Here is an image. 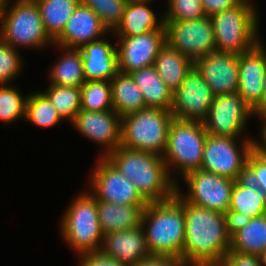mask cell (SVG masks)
<instances>
[{"instance_id": "6da1fadb", "label": "cell", "mask_w": 266, "mask_h": 266, "mask_svg": "<svg viewBox=\"0 0 266 266\" xmlns=\"http://www.w3.org/2000/svg\"><path fill=\"white\" fill-rule=\"evenodd\" d=\"M185 241L183 264L218 266L230 249L224 213L183 200Z\"/></svg>"}, {"instance_id": "7a4b0ae2", "label": "cell", "mask_w": 266, "mask_h": 266, "mask_svg": "<svg viewBox=\"0 0 266 266\" xmlns=\"http://www.w3.org/2000/svg\"><path fill=\"white\" fill-rule=\"evenodd\" d=\"M106 159L136 186L148 202L170 200L176 182L168 173L162 156L118 146Z\"/></svg>"}, {"instance_id": "3957f363", "label": "cell", "mask_w": 266, "mask_h": 266, "mask_svg": "<svg viewBox=\"0 0 266 266\" xmlns=\"http://www.w3.org/2000/svg\"><path fill=\"white\" fill-rule=\"evenodd\" d=\"M141 227L151 255L172 257L183 263L185 218L183 199L177 193L167 201L149 202Z\"/></svg>"}, {"instance_id": "277c9868", "label": "cell", "mask_w": 266, "mask_h": 266, "mask_svg": "<svg viewBox=\"0 0 266 266\" xmlns=\"http://www.w3.org/2000/svg\"><path fill=\"white\" fill-rule=\"evenodd\" d=\"M11 1L4 0L0 11V39L18 50L53 46L54 40L45 30L36 2Z\"/></svg>"}, {"instance_id": "5b68a950", "label": "cell", "mask_w": 266, "mask_h": 266, "mask_svg": "<svg viewBox=\"0 0 266 266\" xmlns=\"http://www.w3.org/2000/svg\"><path fill=\"white\" fill-rule=\"evenodd\" d=\"M61 216L60 235L76 255L100 251L104 233L98 218V200L89 191L76 195Z\"/></svg>"}, {"instance_id": "8992f818", "label": "cell", "mask_w": 266, "mask_h": 266, "mask_svg": "<svg viewBox=\"0 0 266 266\" xmlns=\"http://www.w3.org/2000/svg\"><path fill=\"white\" fill-rule=\"evenodd\" d=\"M255 5L240 1L236 6L210 17L216 52L241 54L252 49L261 40L260 16Z\"/></svg>"}, {"instance_id": "52a82bcc", "label": "cell", "mask_w": 266, "mask_h": 266, "mask_svg": "<svg viewBox=\"0 0 266 266\" xmlns=\"http://www.w3.org/2000/svg\"><path fill=\"white\" fill-rule=\"evenodd\" d=\"M207 134L203 122L176 118L171 122L162 157L169 175L176 183H179V179L173 172L177 171L182 178L188 172L201 169Z\"/></svg>"}, {"instance_id": "ba28073f", "label": "cell", "mask_w": 266, "mask_h": 266, "mask_svg": "<svg viewBox=\"0 0 266 266\" xmlns=\"http://www.w3.org/2000/svg\"><path fill=\"white\" fill-rule=\"evenodd\" d=\"M173 119L171 110L152 107L123 116L120 146L162 156Z\"/></svg>"}, {"instance_id": "9c48e42d", "label": "cell", "mask_w": 266, "mask_h": 266, "mask_svg": "<svg viewBox=\"0 0 266 266\" xmlns=\"http://www.w3.org/2000/svg\"><path fill=\"white\" fill-rule=\"evenodd\" d=\"M237 139L207 134L201 169L234 181L243 179L247 159L252 151V138L245 135L244 139Z\"/></svg>"}, {"instance_id": "30bf717a", "label": "cell", "mask_w": 266, "mask_h": 266, "mask_svg": "<svg viewBox=\"0 0 266 266\" xmlns=\"http://www.w3.org/2000/svg\"><path fill=\"white\" fill-rule=\"evenodd\" d=\"M182 178L187 191L183 194L180 184L176 183V193L183 200L221 213L229 210L234 180L202 169L188 172Z\"/></svg>"}, {"instance_id": "8fae6325", "label": "cell", "mask_w": 266, "mask_h": 266, "mask_svg": "<svg viewBox=\"0 0 266 266\" xmlns=\"http://www.w3.org/2000/svg\"><path fill=\"white\" fill-rule=\"evenodd\" d=\"M164 26L166 43L193 62L216 52L210 17L186 21H164Z\"/></svg>"}, {"instance_id": "7c38bea8", "label": "cell", "mask_w": 266, "mask_h": 266, "mask_svg": "<svg viewBox=\"0 0 266 266\" xmlns=\"http://www.w3.org/2000/svg\"><path fill=\"white\" fill-rule=\"evenodd\" d=\"M97 158L89 175L88 188L98 201L121 205L149 204L130 179L111 162L103 157Z\"/></svg>"}, {"instance_id": "4fadbf2b", "label": "cell", "mask_w": 266, "mask_h": 266, "mask_svg": "<svg viewBox=\"0 0 266 266\" xmlns=\"http://www.w3.org/2000/svg\"><path fill=\"white\" fill-rule=\"evenodd\" d=\"M253 116V109L237 92L216 95L203 125L208 134L243 139Z\"/></svg>"}, {"instance_id": "5bb4252c", "label": "cell", "mask_w": 266, "mask_h": 266, "mask_svg": "<svg viewBox=\"0 0 266 266\" xmlns=\"http://www.w3.org/2000/svg\"><path fill=\"white\" fill-rule=\"evenodd\" d=\"M214 96L202 75L193 67L173 92L171 113L179 120L203 122Z\"/></svg>"}, {"instance_id": "9a60e30c", "label": "cell", "mask_w": 266, "mask_h": 266, "mask_svg": "<svg viewBox=\"0 0 266 266\" xmlns=\"http://www.w3.org/2000/svg\"><path fill=\"white\" fill-rule=\"evenodd\" d=\"M120 72L130 74L154 64L166 44L165 29L151 30L136 36H115Z\"/></svg>"}, {"instance_id": "2e32d148", "label": "cell", "mask_w": 266, "mask_h": 266, "mask_svg": "<svg viewBox=\"0 0 266 266\" xmlns=\"http://www.w3.org/2000/svg\"><path fill=\"white\" fill-rule=\"evenodd\" d=\"M122 118L114 111L88 112L80 110L70 123L86 139L100 144L99 157L106 158L121 144Z\"/></svg>"}, {"instance_id": "e0dca14e", "label": "cell", "mask_w": 266, "mask_h": 266, "mask_svg": "<svg viewBox=\"0 0 266 266\" xmlns=\"http://www.w3.org/2000/svg\"><path fill=\"white\" fill-rule=\"evenodd\" d=\"M266 47L259 41L252 49L238 54L237 93L254 110L263 96L266 75Z\"/></svg>"}, {"instance_id": "ac0fdd59", "label": "cell", "mask_w": 266, "mask_h": 266, "mask_svg": "<svg viewBox=\"0 0 266 266\" xmlns=\"http://www.w3.org/2000/svg\"><path fill=\"white\" fill-rule=\"evenodd\" d=\"M194 67L202 75L213 94L223 95L238 90V54L214 52L199 58Z\"/></svg>"}, {"instance_id": "d6986e66", "label": "cell", "mask_w": 266, "mask_h": 266, "mask_svg": "<svg viewBox=\"0 0 266 266\" xmlns=\"http://www.w3.org/2000/svg\"><path fill=\"white\" fill-rule=\"evenodd\" d=\"M100 18L82 2L75 8L54 45L79 49L84 44L99 40L108 34Z\"/></svg>"}, {"instance_id": "ffe728a7", "label": "cell", "mask_w": 266, "mask_h": 266, "mask_svg": "<svg viewBox=\"0 0 266 266\" xmlns=\"http://www.w3.org/2000/svg\"><path fill=\"white\" fill-rule=\"evenodd\" d=\"M100 251L128 266H135L151 256L141 226L104 234Z\"/></svg>"}, {"instance_id": "44dd1931", "label": "cell", "mask_w": 266, "mask_h": 266, "mask_svg": "<svg viewBox=\"0 0 266 266\" xmlns=\"http://www.w3.org/2000/svg\"><path fill=\"white\" fill-rule=\"evenodd\" d=\"M105 38L86 43L79 48L82 54L85 81H111L120 72L116 43L112 44Z\"/></svg>"}, {"instance_id": "7402d4cb", "label": "cell", "mask_w": 266, "mask_h": 266, "mask_svg": "<svg viewBox=\"0 0 266 266\" xmlns=\"http://www.w3.org/2000/svg\"><path fill=\"white\" fill-rule=\"evenodd\" d=\"M152 0H129L120 25L112 36H136L151 30L165 29L163 15L160 19L150 7Z\"/></svg>"}, {"instance_id": "603a6c76", "label": "cell", "mask_w": 266, "mask_h": 266, "mask_svg": "<svg viewBox=\"0 0 266 266\" xmlns=\"http://www.w3.org/2000/svg\"><path fill=\"white\" fill-rule=\"evenodd\" d=\"M148 204L121 205L98 201V218L104 234L141 226L144 208Z\"/></svg>"}, {"instance_id": "cb8c5ba5", "label": "cell", "mask_w": 266, "mask_h": 266, "mask_svg": "<svg viewBox=\"0 0 266 266\" xmlns=\"http://www.w3.org/2000/svg\"><path fill=\"white\" fill-rule=\"evenodd\" d=\"M62 53L50 67L48 81L59 86L81 87L85 82L82 54L79 49L54 45Z\"/></svg>"}, {"instance_id": "d4e9b609", "label": "cell", "mask_w": 266, "mask_h": 266, "mask_svg": "<svg viewBox=\"0 0 266 266\" xmlns=\"http://www.w3.org/2000/svg\"><path fill=\"white\" fill-rule=\"evenodd\" d=\"M153 66L165 85L174 92L194 67V62L166 43L160 49Z\"/></svg>"}, {"instance_id": "484cf974", "label": "cell", "mask_w": 266, "mask_h": 266, "mask_svg": "<svg viewBox=\"0 0 266 266\" xmlns=\"http://www.w3.org/2000/svg\"><path fill=\"white\" fill-rule=\"evenodd\" d=\"M130 75L141 90L146 107L171 110L173 92L159 77L153 65L133 71Z\"/></svg>"}, {"instance_id": "4316f807", "label": "cell", "mask_w": 266, "mask_h": 266, "mask_svg": "<svg viewBox=\"0 0 266 266\" xmlns=\"http://www.w3.org/2000/svg\"><path fill=\"white\" fill-rule=\"evenodd\" d=\"M113 110L122 118L146 108L141 90L130 74L119 72L111 79Z\"/></svg>"}, {"instance_id": "83f0119b", "label": "cell", "mask_w": 266, "mask_h": 266, "mask_svg": "<svg viewBox=\"0 0 266 266\" xmlns=\"http://www.w3.org/2000/svg\"><path fill=\"white\" fill-rule=\"evenodd\" d=\"M265 249L266 213L251 218L247 225L231 236L229 251L259 256Z\"/></svg>"}, {"instance_id": "f1b7e54d", "label": "cell", "mask_w": 266, "mask_h": 266, "mask_svg": "<svg viewBox=\"0 0 266 266\" xmlns=\"http://www.w3.org/2000/svg\"><path fill=\"white\" fill-rule=\"evenodd\" d=\"M228 211L243 213L251 218L261 216L266 213V196L244 179L236 180L231 190Z\"/></svg>"}, {"instance_id": "f546056e", "label": "cell", "mask_w": 266, "mask_h": 266, "mask_svg": "<svg viewBox=\"0 0 266 266\" xmlns=\"http://www.w3.org/2000/svg\"><path fill=\"white\" fill-rule=\"evenodd\" d=\"M40 10L47 34L55 40L81 0H34Z\"/></svg>"}, {"instance_id": "4dcf8cb0", "label": "cell", "mask_w": 266, "mask_h": 266, "mask_svg": "<svg viewBox=\"0 0 266 266\" xmlns=\"http://www.w3.org/2000/svg\"><path fill=\"white\" fill-rule=\"evenodd\" d=\"M48 85V88L41 92L52 103L61 118L71 123L81 110V88L50 83Z\"/></svg>"}, {"instance_id": "1f68e13d", "label": "cell", "mask_w": 266, "mask_h": 266, "mask_svg": "<svg viewBox=\"0 0 266 266\" xmlns=\"http://www.w3.org/2000/svg\"><path fill=\"white\" fill-rule=\"evenodd\" d=\"M80 88L81 110L88 112L113 110L111 81L87 80Z\"/></svg>"}, {"instance_id": "d6a6232c", "label": "cell", "mask_w": 266, "mask_h": 266, "mask_svg": "<svg viewBox=\"0 0 266 266\" xmlns=\"http://www.w3.org/2000/svg\"><path fill=\"white\" fill-rule=\"evenodd\" d=\"M25 120L40 128H52L64 121L41 91L29 94L26 103Z\"/></svg>"}, {"instance_id": "836d02e7", "label": "cell", "mask_w": 266, "mask_h": 266, "mask_svg": "<svg viewBox=\"0 0 266 266\" xmlns=\"http://www.w3.org/2000/svg\"><path fill=\"white\" fill-rule=\"evenodd\" d=\"M28 96L22 95L13 84L0 85V121L4 125L25 119Z\"/></svg>"}, {"instance_id": "e575fe53", "label": "cell", "mask_w": 266, "mask_h": 266, "mask_svg": "<svg viewBox=\"0 0 266 266\" xmlns=\"http://www.w3.org/2000/svg\"><path fill=\"white\" fill-rule=\"evenodd\" d=\"M129 0H81L101 20L103 26L113 33L120 25Z\"/></svg>"}, {"instance_id": "d590c367", "label": "cell", "mask_w": 266, "mask_h": 266, "mask_svg": "<svg viewBox=\"0 0 266 266\" xmlns=\"http://www.w3.org/2000/svg\"><path fill=\"white\" fill-rule=\"evenodd\" d=\"M164 21H186L206 16L201 0H167Z\"/></svg>"}, {"instance_id": "8d00e7d4", "label": "cell", "mask_w": 266, "mask_h": 266, "mask_svg": "<svg viewBox=\"0 0 266 266\" xmlns=\"http://www.w3.org/2000/svg\"><path fill=\"white\" fill-rule=\"evenodd\" d=\"M23 62L19 50L0 39V85L14 81L21 73Z\"/></svg>"}, {"instance_id": "74e56055", "label": "cell", "mask_w": 266, "mask_h": 266, "mask_svg": "<svg viewBox=\"0 0 266 266\" xmlns=\"http://www.w3.org/2000/svg\"><path fill=\"white\" fill-rule=\"evenodd\" d=\"M243 179L251 186L259 188L266 196V157L252 150L247 159Z\"/></svg>"}, {"instance_id": "f35d334b", "label": "cell", "mask_w": 266, "mask_h": 266, "mask_svg": "<svg viewBox=\"0 0 266 266\" xmlns=\"http://www.w3.org/2000/svg\"><path fill=\"white\" fill-rule=\"evenodd\" d=\"M77 257L79 260L77 266H128L125 263L109 258L101 251L84 253Z\"/></svg>"}, {"instance_id": "ab89813d", "label": "cell", "mask_w": 266, "mask_h": 266, "mask_svg": "<svg viewBox=\"0 0 266 266\" xmlns=\"http://www.w3.org/2000/svg\"><path fill=\"white\" fill-rule=\"evenodd\" d=\"M218 266H261L258 256L229 251Z\"/></svg>"}, {"instance_id": "60d3db41", "label": "cell", "mask_w": 266, "mask_h": 266, "mask_svg": "<svg viewBox=\"0 0 266 266\" xmlns=\"http://www.w3.org/2000/svg\"><path fill=\"white\" fill-rule=\"evenodd\" d=\"M226 228L229 236L231 237L235 232L247 225L251 217L246 216L243 213H238L236 211H227L224 213Z\"/></svg>"}, {"instance_id": "b9f144b4", "label": "cell", "mask_w": 266, "mask_h": 266, "mask_svg": "<svg viewBox=\"0 0 266 266\" xmlns=\"http://www.w3.org/2000/svg\"><path fill=\"white\" fill-rule=\"evenodd\" d=\"M241 0H201L206 16L223 12L226 9L236 6Z\"/></svg>"}, {"instance_id": "7bdbcfd3", "label": "cell", "mask_w": 266, "mask_h": 266, "mask_svg": "<svg viewBox=\"0 0 266 266\" xmlns=\"http://www.w3.org/2000/svg\"><path fill=\"white\" fill-rule=\"evenodd\" d=\"M254 117L258 118L259 121L261 120L262 125H260L261 130L259 132L260 133L259 136L261 137L260 140L259 139L254 140V138L251 139L252 150L256 154L266 157V111L261 113H254Z\"/></svg>"}, {"instance_id": "ee69618b", "label": "cell", "mask_w": 266, "mask_h": 266, "mask_svg": "<svg viewBox=\"0 0 266 266\" xmlns=\"http://www.w3.org/2000/svg\"><path fill=\"white\" fill-rule=\"evenodd\" d=\"M135 266H185V264L172 257L151 255Z\"/></svg>"}, {"instance_id": "f6af8a7d", "label": "cell", "mask_w": 266, "mask_h": 266, "mask_svg": "<svg viewBox=\"0 0 266 266\" xmlns=\"http://www.w3.org/2000/svg\"><path fill=\"white\" fill-rule=\"evenodd\" d=\"M253 111L254 113H261L266 111V75L263 83L262 102Z\"/></svg>"}, {"instance_id": "bcb514c9", "label": "cell", "mask_w": 266, "mask_h": 266, "mask_svg": "<svg viewBox=\"0 0 266 266\" xmlns=\"http://www.w3.org/2000/svg\"><path fill=\"white\" fill-rule=\"evenodd\" d=\"M258 258H259V261H260V265L261 266H266V249L262 253H260Z\"/></svg>"}, {"instance_id": "7dc6e473", "label": "cell", "mask_w": 266, "mask_h": 266, "mask_svg": "<svg viewBox=\"0 0 266 266\" xmlns=\"http://www.w3.org/2000/svg\"><path fill=\"white\" fill-rule=\"evenodd\" d=\"M241 1H245V2H249L251 4H255L252 0H241Z\"/></svg>"}, {"instance_id": "c3c4849f", "label": "cell", "mask_w": 266, "mask_h": 266, "mask_svg": "<svg viewBox=\"0 0 266 266\" xmlns=\"http://www.w3.org/2000/svg\"><path fill=\"white\" fill-rule=\"evenodd\" d=\"M3 2H4V0H0V11H1V8H2V5H3Z\"/></svg>"}]
</instances>
